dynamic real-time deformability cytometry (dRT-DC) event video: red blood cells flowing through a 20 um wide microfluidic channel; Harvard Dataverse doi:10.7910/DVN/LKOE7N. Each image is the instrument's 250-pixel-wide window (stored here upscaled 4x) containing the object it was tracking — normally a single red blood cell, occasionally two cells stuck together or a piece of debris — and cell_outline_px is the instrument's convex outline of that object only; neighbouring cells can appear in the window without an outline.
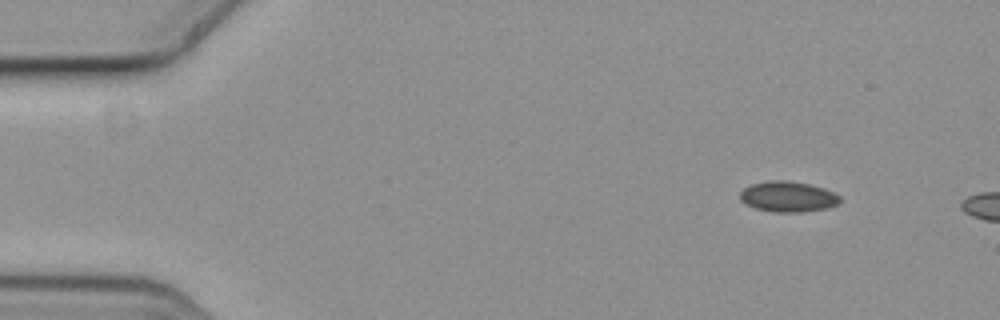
{"species": "common noctule bat (a hibernating species)", "species_latin": "Nyctalus noctula", "temperature_condition": "cold", "stored_images_in_passage": 3, "camera_frame_rate_fps": 3000, "um_per_image_px": 0.085, "animal": {"sex": "female", "body_mass_g": 19.3, "forearm_length_mm": 54.1}, "frame": {"image": 1, "passage_image": 1, "time_ms": 0.0, "image_size_px": [1000, 320], "cell_outline_px": [[840, 204], [828, 208], [804, 212], [772, 212], [756, 208], [744, 204], [740, 200], [740, 192], [744, 188], [752, 184], [768, 180], [788, 180], [808, 184], [824, 188], [840, 196]], "centroid_in_image_um": [66.97, 16.72], "position_along_channel_um": 18.0, "area_um2": 17.98}}